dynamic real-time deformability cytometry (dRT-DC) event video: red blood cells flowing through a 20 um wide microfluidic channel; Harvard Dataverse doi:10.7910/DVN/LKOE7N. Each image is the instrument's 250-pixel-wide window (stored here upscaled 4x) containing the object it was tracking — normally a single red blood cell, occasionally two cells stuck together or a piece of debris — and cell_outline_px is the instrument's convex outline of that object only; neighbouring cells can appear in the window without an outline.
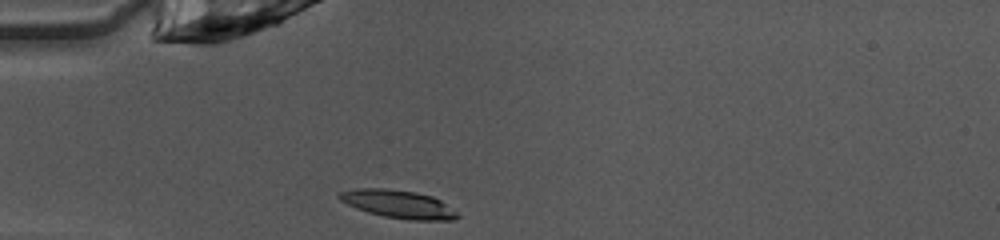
{"species": "common noctule bat (a hibernating species)", "species_latin": "Nyctalus noctula", "temperature_condition": "warm", "stored_images_in_passage": 36, "camera_frame_rate_fps": 3000, "um_per_image_px": 0.085, "animal": {"sex": "female", "body_mass_g": 10.0, "forearm_length_mm": 53.1}, "frame": {"image": 1, "passage_image": 1, "time_ms": 0.0, "image_size_px": [1000, 240], "cell_outline_px": [[460, 216], [452, 220], [408, 220], [384, 216], [368, 212], [356, 208], [340, 200], [336, 196], [336, 192], [356, 188], [384, 188], [416, 192], [432, 196], [440, 200], [456, 212]], "centroid_in_image_um": [33.81, 17.34], "position_along_channel_um": 51.2, "area_um2": 19.31}}
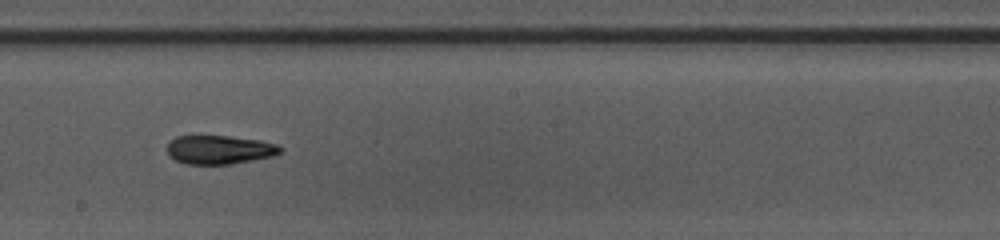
{"frame": {"image": 2, "passage_image": 15, "time_ms": 4.667, "image_size_px": [1000, 240], "cell_outline_px": [[280, 152], [272, 156], [232, 164], [184, 164], [168, 156], [168, 144], [176, 136], [192, 132], [228, 136], [260, 140], [276, 144], [280, 148]], "centroid_in_image_um": [18.55, 12.68], "position_along_channel_um": 229.6, "area_um2": 19.54}}
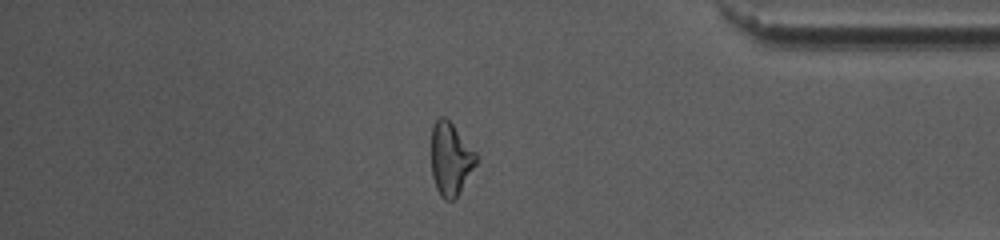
{"frame": {"image": 3, "passage_image": 29, "time_ms": 9.333, "image_size_px": [1000, 240], "cell_outline_px": [[480, 156], [476, 164], [460, 192], [452, 200], [444, 200], [440, 196], [436, 188], [432, 176], [432, 124], [440, 116], [444, 116], [452, 124]], "centroid_in_image_um": [38.31, 13.51], "position_along_channel_um": 396.9, "area_um2": 19.07}, "authors_computed_cell_mechanics": {"area_um2": 19.3052, "velocity_mm_per_s": 4.0685, "shape_relaxation_time_tau1_ms": 10.1058, "shape_relaxation_time_tau2_ms": 1.9925, "deformation_change_tau1": 0.2601, "deformation_change_tau2": 0.1004}}